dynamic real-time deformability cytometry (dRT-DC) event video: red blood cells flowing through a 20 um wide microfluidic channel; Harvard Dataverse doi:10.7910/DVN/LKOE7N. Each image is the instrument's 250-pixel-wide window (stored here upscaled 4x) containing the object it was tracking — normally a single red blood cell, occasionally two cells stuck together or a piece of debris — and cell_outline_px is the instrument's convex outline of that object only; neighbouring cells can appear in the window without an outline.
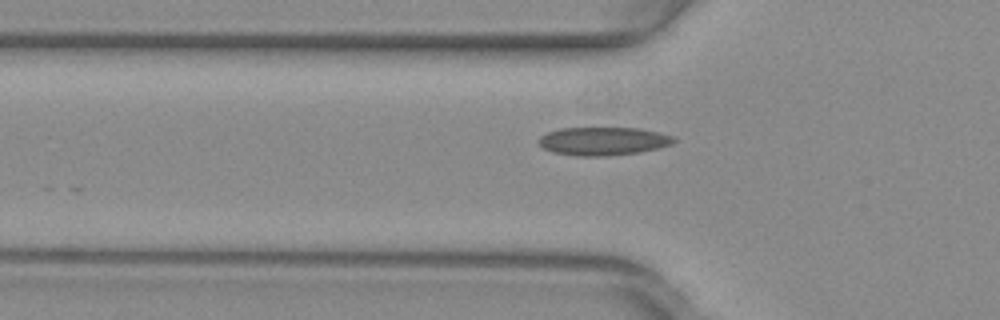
{"species": "common noctule bat (a hibernating species)", "species_latin": "Nyctalus noctula", "temperature_condition": "warm", "stored_images_in_passage": 39, "segment_of_instrument_passage": [1, 2], "camera_frame_rate_fps": 3000, "um_per_image_px": 0.085, "animal": {"sex": "female", "body_mass_g": 29.2, "forearm_length_mm": 56.3}, "frame": {"image": 1, "passage_image": 4, "time_ms": 1.0, "image_size_px": [1000, 320], "cell_outline_px": [[676, 140], [672, 144], [660, 148], [640, 152], [608, 156], [576, 156], [552, 152], [544, 148], [536, 140], [540, 136], [548, 132], [560, 128], [640, 128], [660, 132], [676, 136]], "centroid_in_image_um": [51.31, 12.0], "position_along_channel_um": 74.5, "area_um2": 22.54}}
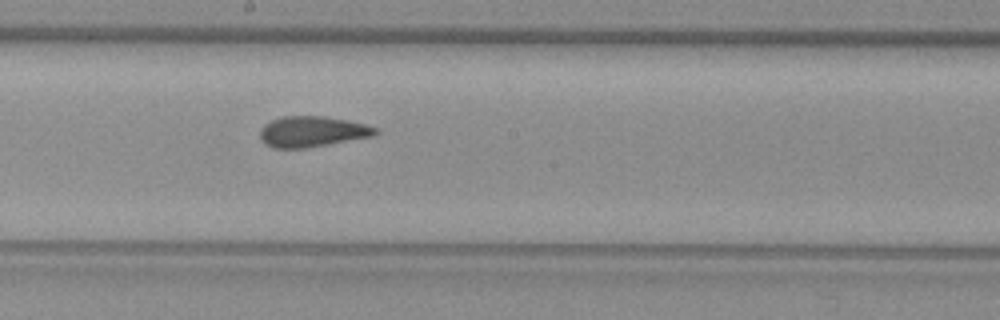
{"frame": {"image": 2, "passage_image": 15, "time_ms": 4.667, "image_size_px": [1000, 320], "cell_outline_px": [[380, 132], [372, 136], [304, 148], [272, 148], [264, 144], [260, 140], [260, 128], [264, 124], [272, 120], [284, 116], [324, 116], [348, 120], [364, 124], [376, 128]], "centroid_in_image_um": [26.49, 11.18], "position_along_channel_um": 221.7, "area_um2": 20.58}}
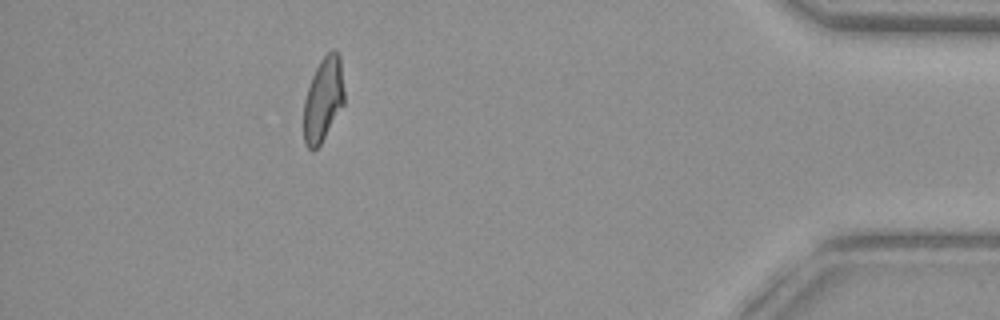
{"frame": {"image": 3, "passage_image": 33, "time_ms": 10.667, "image_size_px": [1000, 320], "cell_outline_px": [[344, 104], [320, 144], [312, 152], [304, 144], [304, 100], [312, 76], [320, 60], [332, 48], [336, 48], [340, 56], [344, 92]], "centroid_in_image_um": [27.48, 8.43], "position_along_channel_um": 407.7, "area_um2": 19.88}}